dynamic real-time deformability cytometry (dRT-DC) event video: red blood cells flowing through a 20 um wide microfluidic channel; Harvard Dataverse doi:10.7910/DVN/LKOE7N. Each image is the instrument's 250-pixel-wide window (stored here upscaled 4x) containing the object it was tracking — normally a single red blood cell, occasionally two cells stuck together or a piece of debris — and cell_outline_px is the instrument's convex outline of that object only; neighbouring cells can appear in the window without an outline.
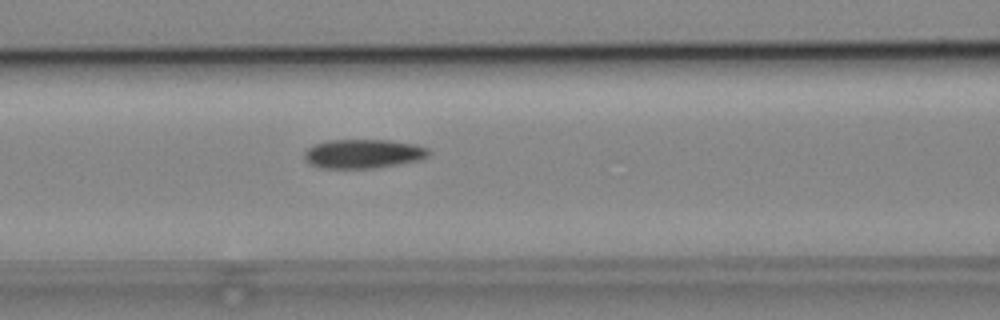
{"species": "common noctule bat (a hibernating species)", "species_latin": "Nyctalus noctula", "temperature_condition": "cold", "stored_images_in_passage": 37, "camera_frame_rate_fps": 3000, "um_per_image_px": 0.085, "animal": {"sex": "male", "body_mass_g": 19.2, "forearm_length_mm": 51.8}, "frame": {"image": 1, "passage_image": 7, "time_ms": 2.0, "image_size_px": [1000, 320], "cell_outline_px": [[432, 152], [428, 156], [420, 160], [372, 168], [320, 168], [312, 164], [304, 156], [304, 152], [312, 144], [328, 140], [388, 140], [416, 144], [428, 148]], "centroid_in_image_um": [30.89, 13.05], "position_along_channel_um": 135.7, "area_um2": 21.04}}
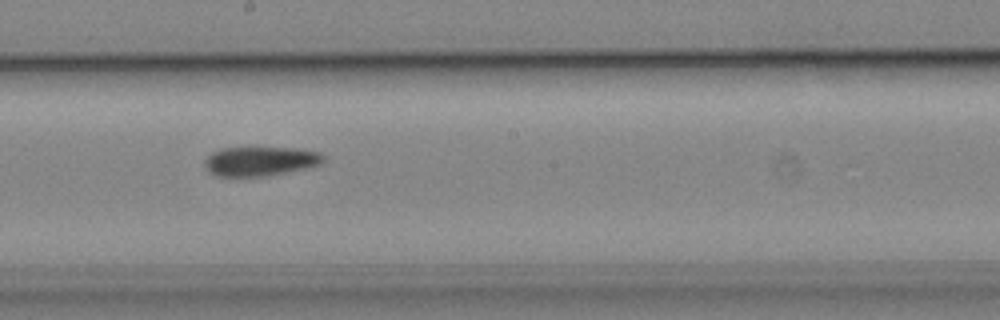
{"frame": {"image": 2, "passage_image": 14, "time_ms": 4.333, "image_size_px": [1000, 320], "cell_outline_px": [[324, 160], [320, 164], [288, 172], [268, 176], [216, 176], [208, 172], [204, 164], [204, 160], [212, 152], [220, 148], [300, 148], [320, 152], [324, 156]], "centroid_in_image_um": [22.1, 13.7], "position_along_channel_um": 226.1, "area_um2": 20.35}}
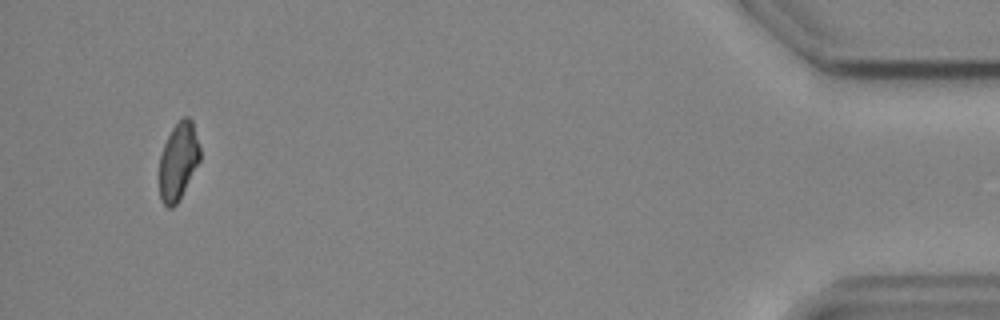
{"frame": {"image": 3, "passage_image": 35, "time_ms": 11.333, "image_size_px": [1000, 320], "cell_outline_px": [[200, 160], [176, 204], [172, 208], [168, 208], [160, 200], [160, 156], [164, 144], [172, 128], [184, 116], [188, 116], [192, 120], [200, 148]], "centroid_in_image_um": [15.15, 13.69], "position_along_channel_um": 420.0, "area_um2": 18.03}}